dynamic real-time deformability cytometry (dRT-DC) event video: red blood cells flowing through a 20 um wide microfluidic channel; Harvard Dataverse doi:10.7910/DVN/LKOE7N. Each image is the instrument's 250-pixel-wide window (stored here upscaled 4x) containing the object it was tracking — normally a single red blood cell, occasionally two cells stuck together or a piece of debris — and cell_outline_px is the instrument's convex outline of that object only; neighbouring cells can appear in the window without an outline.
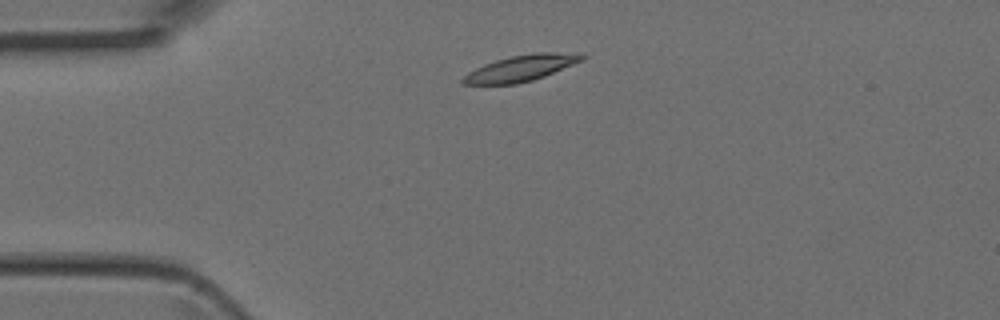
{"species": "Egyptian fruit bat (a non-hibernating species)", "species_latin": "Rousettus aegyptiacus", "temperature_condition": "room temperature", "stored_images_in_passage": 3, "camera_frame_rate_fps": 3000, "um_per_image_px": 0.085, "animal": {"sex": "female"}, "frame": {"image": 1, "passage_image": 1, "time_ms": 0.0, "image_size_px": [1000, 320], "cell_outline_px": [[584, 60], [544, 76], [532, 80], [516, 84], [460, 84], [460, 80], [468, 72], [484, 64], [496, 60], [512, 56], [536, 52], [580, 52], [584, 56]], "centroid_in_image_um": [44.3, 5.78], "position_along_channel_um": 40.7, "area_um2": 18.09}}
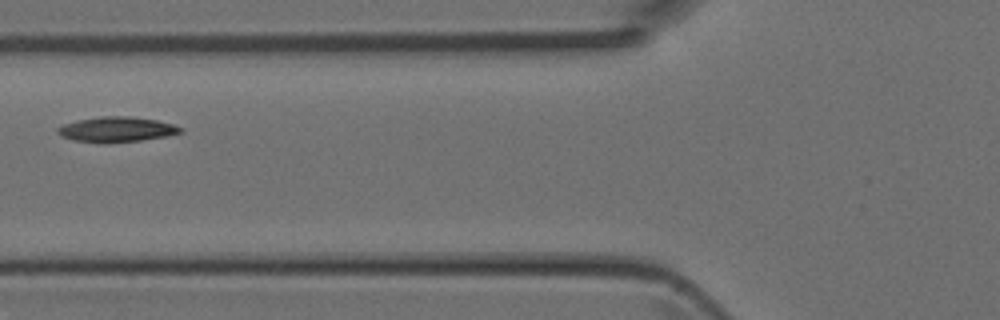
{"frame": {"image": 2, "passage_image": 3, "time_ms": 0.667, "image_size_px": [1000, 320], "cell_outline_px": [[184, 132], [168, 136], [140, 140], [108, 144], [104, 144], [72, 140], [60, 136], [56, 132], [56, 128], [64, 124], [76, 120], [100, 116], [128, 116], [156, 120], [172, 124], [184, 128]], "centroid_in_image_um": [9.89, 11.01], "position_along_channel_um": 115.9, "area_um2": 18.38}}